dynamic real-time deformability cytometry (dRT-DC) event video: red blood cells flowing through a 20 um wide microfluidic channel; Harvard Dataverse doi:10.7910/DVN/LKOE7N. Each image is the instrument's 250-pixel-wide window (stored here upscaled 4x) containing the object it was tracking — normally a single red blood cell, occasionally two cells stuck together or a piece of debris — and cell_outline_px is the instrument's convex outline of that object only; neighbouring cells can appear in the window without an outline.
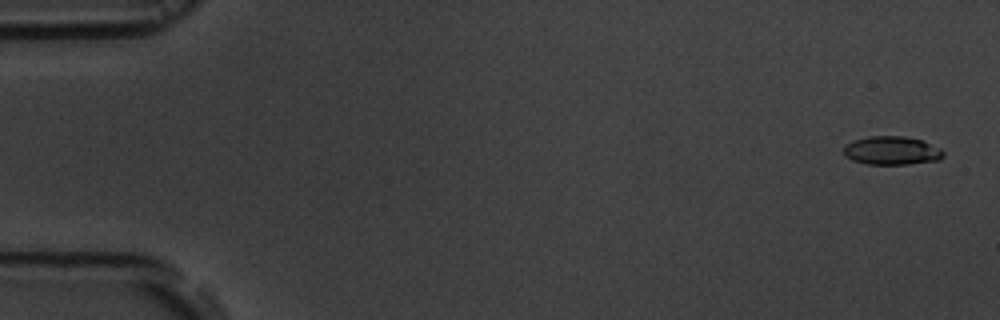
{"species": "common noctule bat (a hibernating species)", "species_latin": "Nyctalus noctula", "temperature_condition": "room temperature", "stored_images_in_passage": 6, "camera_frame_rate_fps": 3000, "um_per_image_px": 0.085, "animal": {"sex": "male", "body_mass_g": 19.5, "forearm_length_mm": 54.6}, "frame": {"image": 1, "passage_image": 1, "time_ms": 0.0, "image_size_px": [1000, 320], "cell_outline_px": [[944, 156], [940, 160], [908, 164], [868, 164], [852, 160], [844, 156], [844, 144], [852, 140], [868, 136], [904, 136], [920, 140], [940, 148], [944, 152]], "centroid_in_image_um": [75.77, 12.8], "position_along_channel_um": 9.2, "area_um2": 16.65}}
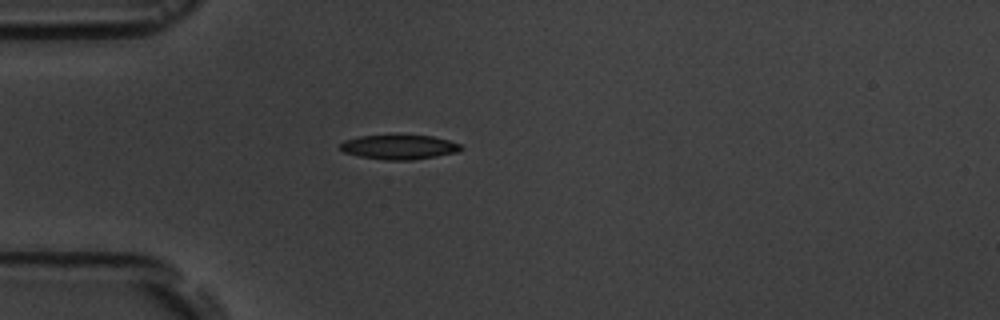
{"frame": {"image": 2, "passage_image": 5, "time_ms": 4.667, "image_size_px": [1000, 320], "cell_outline_px": [[464, 148], [456, 152], [436, 156], [412, 160], [384, 160], [360, 156], [344, 152], [340, 148], [340, 144], [344, 140], [360, 136], [396, 132], [432, 136], [448, 140], [460, 144]], "centroid_in_image_um": [33.91, 12.45], "position_along_channel_um": 51.1, "area_um2": 17.98}}